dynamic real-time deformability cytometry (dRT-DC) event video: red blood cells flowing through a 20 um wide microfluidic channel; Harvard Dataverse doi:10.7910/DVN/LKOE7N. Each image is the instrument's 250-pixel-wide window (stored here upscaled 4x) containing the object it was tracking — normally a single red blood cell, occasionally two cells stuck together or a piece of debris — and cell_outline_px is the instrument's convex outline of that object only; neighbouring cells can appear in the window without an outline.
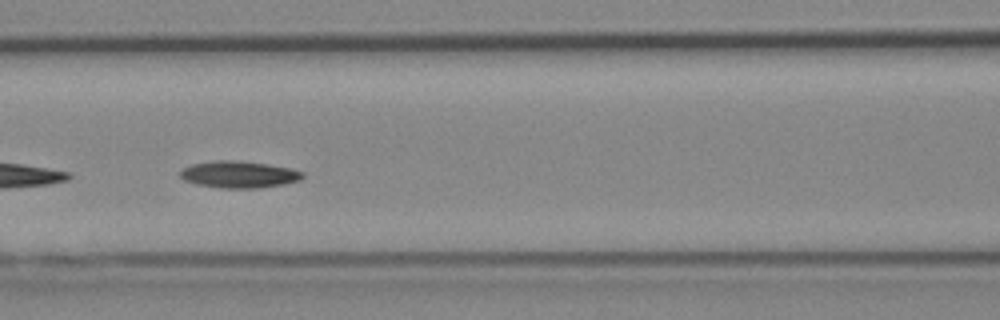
{"species": "Egyptian fruit bat (a non-hibernating species)", "species_latin": "Rousettus aegyptiacus", "temperature_condition": "cold", "stored_images_in_passage": 28, "camera_frame_rate_fps": 3000, "um_per_image_px": 0.085, "animal": {"sex": "female"}, "frame": {"image": 1, "passage_image": 9, "time_ms": 2.667, "image_size_px": [1000, 320], "cell_outline_px": [[304, 176], [300, 180], [284, 184], [260, 188], [220, 188], [196, 184], [184, 180], [180, 176], [180, 172], [184, 168], [192, 164], [212, 160], [232, 160], [268, 164], [288, 168], [304, 172]], "centroid_in_image_um": [20.3, 14.83], "position_along_channel_um": 146.3, "area_um2": 19.13}, "authors_computed_cell_mechanics": {"area_um2": 18.4671, "velocity_mm_per_s": 3.8933, "shape_relaxation_time_tau1_ms": 3.6831, "shape_relaxation_time_tau2_ms": null, "deformation_change_tau1": 0.0904, "deformation_change_tau2": null}}